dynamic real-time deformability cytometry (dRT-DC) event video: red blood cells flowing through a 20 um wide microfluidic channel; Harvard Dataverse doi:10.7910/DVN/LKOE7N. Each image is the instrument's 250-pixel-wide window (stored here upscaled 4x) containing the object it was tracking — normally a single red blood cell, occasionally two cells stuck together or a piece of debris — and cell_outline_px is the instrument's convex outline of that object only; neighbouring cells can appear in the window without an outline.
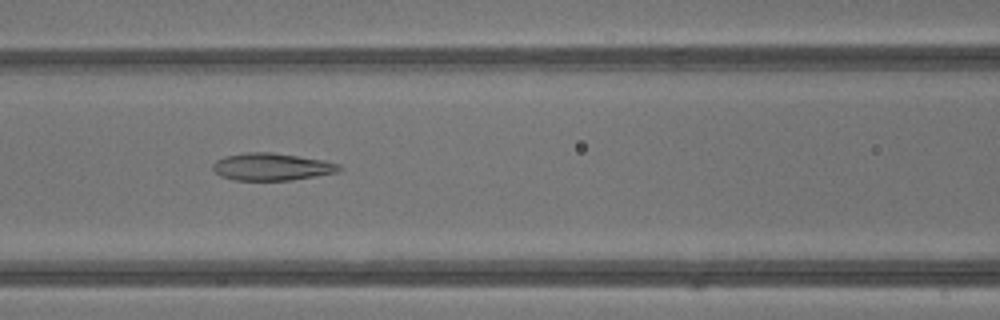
{"species": "common noctule bat (a hibernating species)", "species_latin": "Nyctalus noctula", "temperature_condition": "warm", "stored_images_in_passage": 29, "camera_frame_rate_fps": 3000, "um_per_image_px": 0.085, "animal": {"sex": "male", "body_mass_g": 13.3}, "frame": {"image": 1, "passage_image": 10, "time_ms": 3.0, "image_size_px": [1000, 320], "cell_outline_px": [[344, 168], [336, 172], [316, 176], [292, 180], [236, 180], [220, 176], [212, 168], [212, 164], [216, 160], [224, 156], [244, 152], [272, 152], [324, 160], [340, 164]], "centroid_in_image_um": [23.09, 14.17], "position_along_channel_um": 143.5, "area_um2": 20.23}}
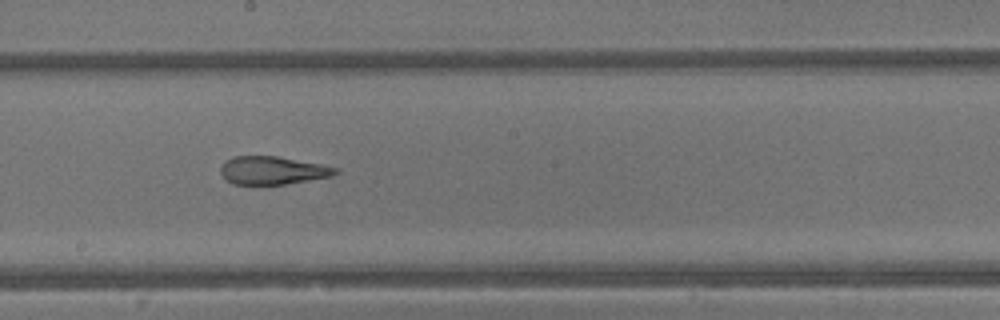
{"frame": {"image": 2, "passage_image": 15, "time_ms": 4.667, "image_size_px": [1000, 320], "cell_outline_px": [[340, 172], [332, 176], [284, 184], [232, 184], [220, 172], [220, 168], [224, 160], [232, 156], [276, 156], [320, 164], [340, 168]], "centroid_in_image_um": [23.17, 14.47], "position_along_channel_um": 225.0, "area_um2": 18.73}}
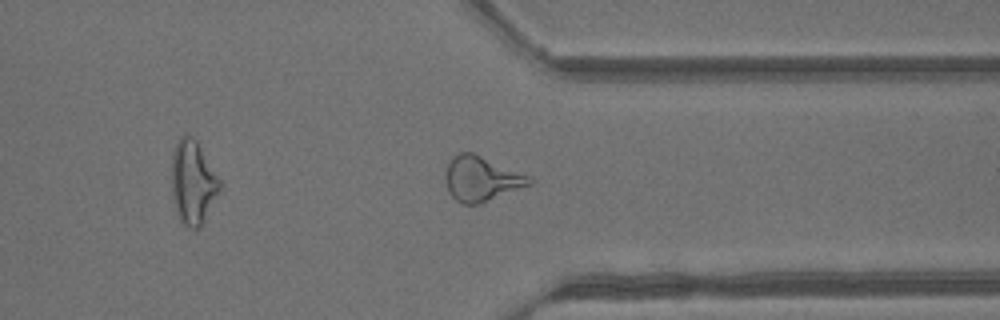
{"frame": {"image": 3, "passage_image": 24, "time_ms": 7.667, "image_size_px": [1000, 320], "cell_outline_px": [[536, 180], [532, 184], [480, 204], [464, 204], [456, 200], [448, 192], [444, 180], [444, 172], [452, 156], [460, 152], [472, 152], [532, 176]], "centroid_in_image_um": [40.93, 15.19], "position_along_channel_um": 370.5, "area_um2": 22.31}, "authors_computed_cell_mechanics": {"area_um2": 20.808, "velocity_mm_per_s": 4.8995, "shape_relaxation_time_tau1_ms": null, "shape_relaxation_time_tau2_ms": 1.844, "deformation_change_tau1": null, "deformation_change_tau2": 0.1134}}